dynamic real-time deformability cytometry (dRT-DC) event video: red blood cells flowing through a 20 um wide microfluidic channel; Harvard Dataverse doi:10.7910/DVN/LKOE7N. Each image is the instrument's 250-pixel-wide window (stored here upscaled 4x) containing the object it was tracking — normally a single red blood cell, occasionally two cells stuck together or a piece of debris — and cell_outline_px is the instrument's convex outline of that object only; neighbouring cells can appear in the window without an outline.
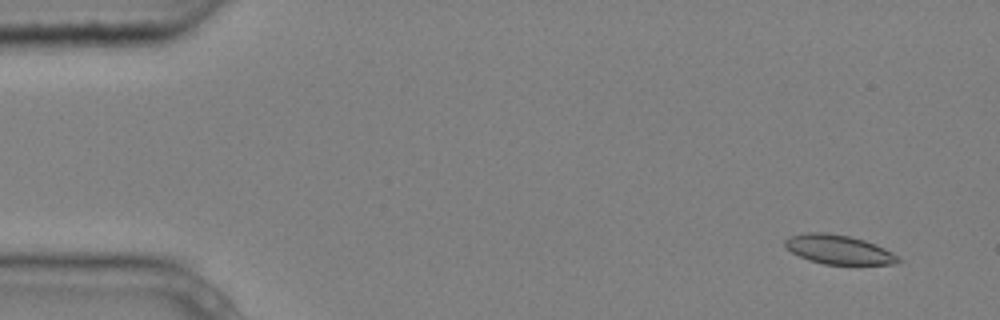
{"species": "common noctule bat (a hibernating species)", "species_latin": "Nyctalus noctula", "temperature_condition": "cold", "stored_images_in_passage": 9, "camera_frame_rate_fps": 3000, "um_per_image_px": 0.085, "animal": {"sex": "male", "body_mass_g": 20.4}, "frame": {"image": 1, "passage_image": 1, "time_ms": 0.0, "image_size_px": [1000, 320], "cell_outline_px": [[900, 260], [896, 264], [824, 264], [808, 260], [792, 252], [784, 244], [784, 240], [792, 236], [804, 232], [824, 232], [848, 236], [864, 240], [876, 244], [900, 256]], "centroid_in_image_um": [71.3, 21.21], "position_along_channel_um": 13.7, "area_um2": 19.13}}
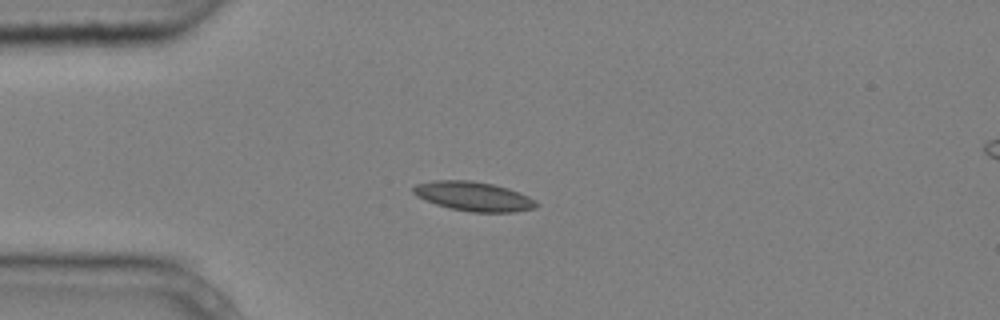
{"frame": {"image": 2, "passage_image": 4, "time_ms": 1.0, "image_size_px": [1000, 320], "cell_outline_px": [[540, 204], [536, 208], [516, 212], [472, 212], [448, 208], [424, 200], [416, 196], [412, 192], [412, 188], [416, 184], [432, 180], [472, 180], [492, 184], [508, 188], [528, 196], [536, 200]], "centroid_in_image_um": [40.25, 16.69], "position_along_channel_um": 44.7, "area_um2": 21.27}}
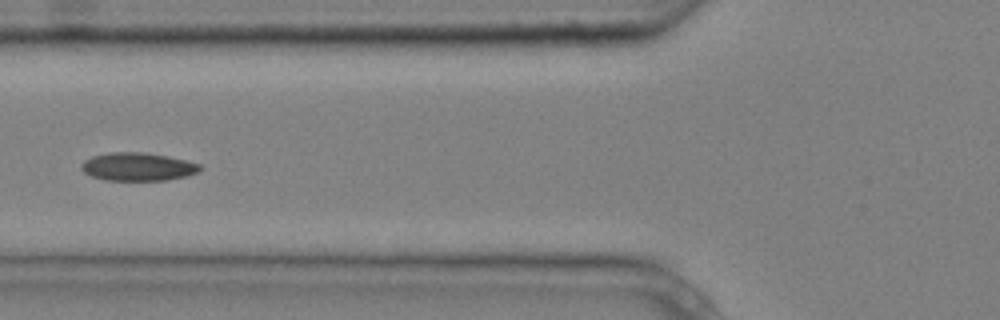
{"frame": {"image": 3, "passage_image": 6, "time_ms": 1.667, "image_size_px": [1000, 320], "cell_outline_px": [[204, 168], [188, 176], [164, 180], [104, 180], [92, 176], [84, 172], [80, 168], [80, 164], [84, 160], [92, 156], [108, 152], [144, 152], [168, 156], [200, 164]], "centroid_in_image_um": [11.69, 14.16], "position_along_channel_um": 114.1, "area_um2": 19.54}}